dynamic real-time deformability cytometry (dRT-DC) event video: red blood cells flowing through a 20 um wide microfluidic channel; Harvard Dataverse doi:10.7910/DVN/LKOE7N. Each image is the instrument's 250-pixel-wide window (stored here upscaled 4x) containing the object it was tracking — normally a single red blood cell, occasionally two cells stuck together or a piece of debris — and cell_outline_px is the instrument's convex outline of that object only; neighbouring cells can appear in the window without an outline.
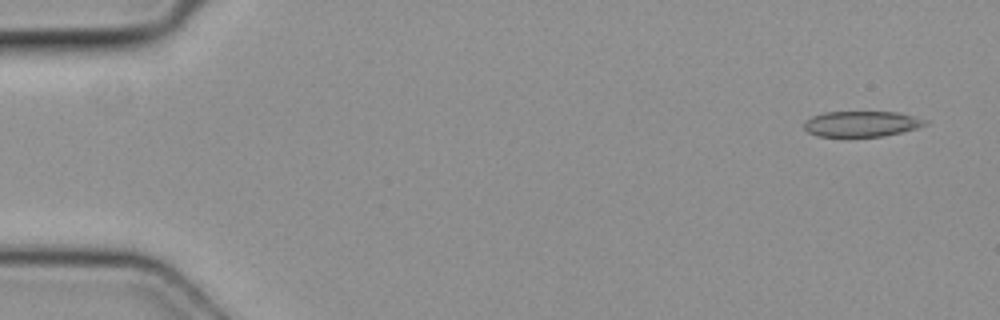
{"species": "common noctule bat (a hibernating species)", "species_latin": "Nyctalus noctula", "temperature_condition": "cold", "stored_images_in_passage": 4, "camera_frame_rate_fps": 3000, "um_per_image_px": 0.085, "animal": {"sex": "female", "body_mass_g": 19.3, "forearm_length_mm": 54.1}, "frame": {"image": 1, "passage_image": 1, "time_ms": 0.0, "image_size_px": [1000, 320], "cell_outline_px": [[928, 124], [916, 128], [884, 136], [816, 136], [808, 132], [804, 128], [804, 124], [812, 116], [824, 112], [900, 112], [928, 120]], "centroid_in_image_um": [73.25, 10.52], "position_along_channel_um": 11.7, "area_um2": 17.98}}
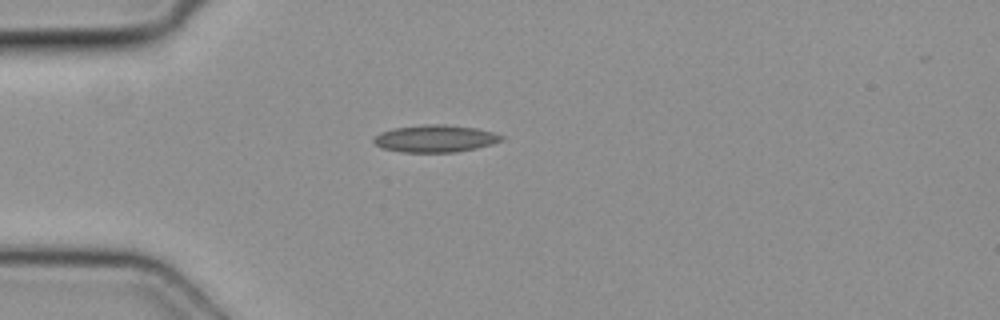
{"frame": {"image": 2, "passage_image": 4, "time_ms": 1.0, "image_size_px": [1000, 320], "cell_outline_px": [[504, 140], [492, 144], [476, 148], [456, 152], [404, 152], [384, 148], [376, 144], [372, 140], [380, 132], [392, 128], [424, 124], [444, 124], [476, 128], [492, 132], [504, 136]], "centroid_in_image_um": [37.01, 11.77], "position_along_channel_um": 48.0, "area_um2": 20.23}}